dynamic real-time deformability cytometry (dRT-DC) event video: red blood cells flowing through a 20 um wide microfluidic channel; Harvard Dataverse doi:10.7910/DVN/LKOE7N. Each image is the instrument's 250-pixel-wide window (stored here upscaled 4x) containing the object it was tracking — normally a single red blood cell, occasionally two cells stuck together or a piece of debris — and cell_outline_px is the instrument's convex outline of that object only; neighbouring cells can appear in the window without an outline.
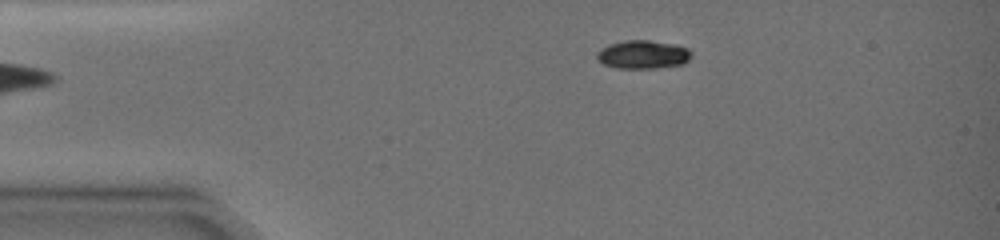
{"species": "common noctule bat (a hibernating species)", "species_latin": "Nyctalus noctula", "temperature_condition": "warm", "stored_images_in_passage": 11, "camera_frame_rate_fps": 3000, "um_per_image_px": 0.085, "animal": {"sex": "female", "body_mass_g": 19.0, "forearm_length_mm": 51.5}, "frame": {"image": 1, "passage_image": 9, "time_ms": 3.333, "image_size_px": [1000, 240], "cell_outline_px": [[692, 56], [684, 64], [656, 68], [616, 68], [604, 64], [596, 60], [596, 52], [600, 48], [608, 44], [624, 40], [648, 40], [676, 44], [688, 48], [692, 52]], "centroid_in_image_um": [54.64, 4.63], "position_along_channel_um": 30.4, "area_um2": 15.95}}